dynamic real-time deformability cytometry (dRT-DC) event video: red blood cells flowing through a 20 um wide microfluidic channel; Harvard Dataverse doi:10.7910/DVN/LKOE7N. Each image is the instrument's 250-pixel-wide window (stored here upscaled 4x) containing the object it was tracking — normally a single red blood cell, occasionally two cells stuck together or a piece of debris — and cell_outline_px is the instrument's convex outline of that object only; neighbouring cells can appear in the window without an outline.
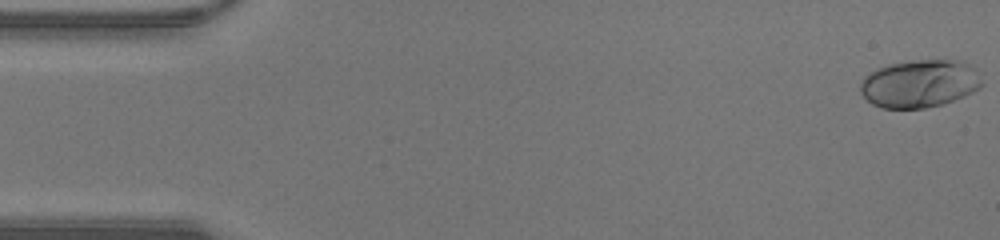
{"species": "human", "species_latin": "Homo sapiens", "temperature_condition": "warm", "stored_images_in_passage": 47, "camera_frame_rate_fps": 3000, "um_per_image_px": 0.085, "donor": {"sex": "male"}, "frame": {"image": 1, "passage_image": 1, "time_ms": 0.0, "image_size_px": [1000, 240], "cell_outline_px": [[984, 84], [980, 88], [964, 96], [944, 104], [924, 108], [884, 108], [872, 104], [860, 92], [860, 84], [864, 76], [876, 68], [888, 64], [908, 60], [960, 60], [976, 68]], "centroid_in_image_um": [78.18, 7.09], "position_along_channel_um": 6.8, "area_um2": 34.22}}
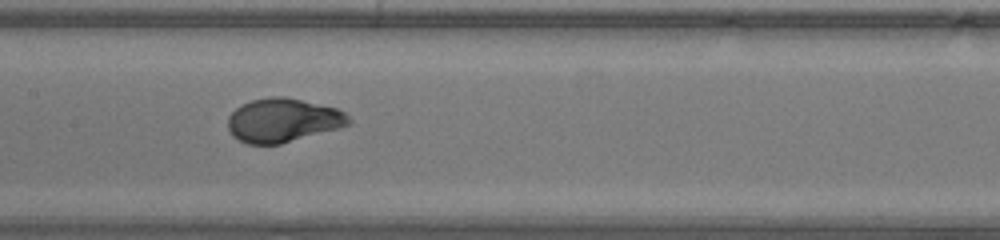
{"frame": {"image": 2, "passage_image": 23, "time_ms": 7.333, "image_size_px": [1000, 240], "cell_outline_px": [[352, 120], [348, 124], [340, 128], [280, 144], [248, 144], [232, 136], [228, 128], [228, 116], [236, 108], [252, 100], [272, 96], [284, 96], [336, 108], [344, 112]], "centroid_in_image_um": [24.04, 10.23], "position_along_channel_um": 183.4, "area_um2": 30.69}}
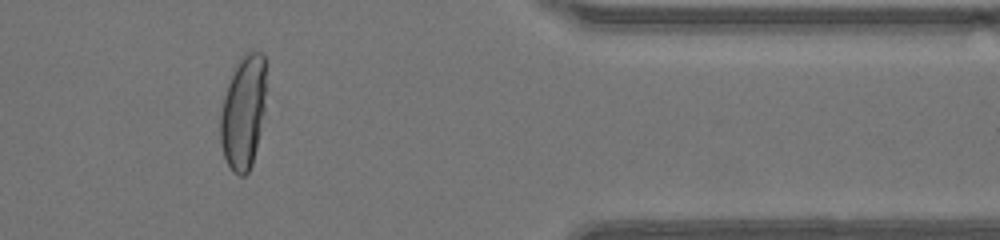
{"frame": {"image": 3, "passage_image": 39, "time_ms": 12.667, "image_size_px": [1000, 240], "cell_outline_px": [[264, 112], [260, 132], [252, 164], [248, 172], [244, 176], [240, 176], [232, 172], [224, 156], [220, 140], [220, 112], [224, 96], [228, 84], [244, 52], [260, 52], [264, 56]], "centroid_in_image_um": [20.66, 9.6], "position_along_channel_um": 390.7, "area_um2": 29.82}, "authors_computed_cell_mechanics": {"area_um2": 31.1542, "velocity_mm_per_s": 4.3902, "shape_relaxation_time_tau1_ms": 3.6767, "shape_relaxation_time_tau2_ms": null, "deformation_change_tau1": 0.2122, "deformation_change_tau2": null}}